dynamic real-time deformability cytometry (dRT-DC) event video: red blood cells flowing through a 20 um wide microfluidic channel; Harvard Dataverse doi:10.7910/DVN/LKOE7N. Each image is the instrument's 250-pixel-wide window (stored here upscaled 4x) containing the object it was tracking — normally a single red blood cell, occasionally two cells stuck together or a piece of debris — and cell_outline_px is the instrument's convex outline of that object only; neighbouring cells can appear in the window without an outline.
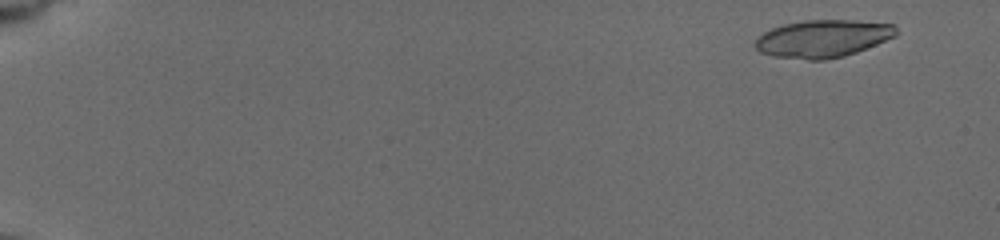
{"species": "common noctule bat (a hibernating species)", "species_latin": "Nyctalus noctula", "temperature_condition": "cold", "stored_images_in_passage": 57, "camera_frame_rate_fps": 3000, "um_per_image_px": 0.085, "animal": {"sex": "female", "body_mass_g": 19.5, "forearm_length_mm": 54.1}, "frame": {"image": 1, "passage_image": 5, "time_ms": 1.333, "image_size_px": [1000, 240], "cell_outline_px": [[900, 32], [896, 36], [856, 52], [844, 56], [824, 60], [808, 60], [772, 56], [760, 52], [756, 48], [756, 40], [764, 32], [772, 28], [784, 24], [804, 20], [852, 20], [892, 24]], "centroid_in_image_um": [69.95, 3.28], "position_along_channel_um": 15.0, "area_um2": 30.75}}
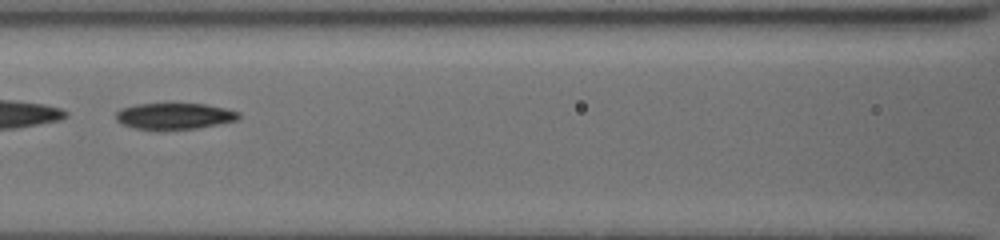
{"frame": {"image": 2, "passage_image": 30, "time_ms": 9.667, "image_size_px": [1000, 240], "cell_outline_px": [[240, 116], [236, 120], [196, 128], [132, 128], [116, 120], [116, 112], [120, 108], [136, 104], [168, 100], [204, 104], [224, 108], [240, 112]], "centroid_in_image_um": [14.78, 9.78], "position_along_channel_um": 151.8, "area_um2": 19.19}}
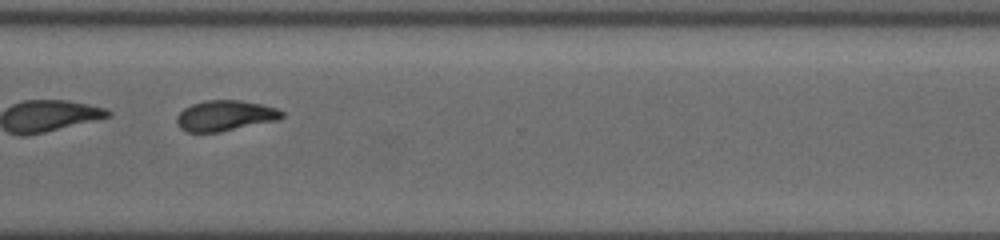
{"frame": {"image": 3, "passage_image": 46, "time_ms": 15.0, "image_size_px": [1000, 240], "cell_outline_px": [[284, 116], [280, 120], [220, 132], [188, 132], [180, 128], [176, 120], [176, 116], [184, 108], [192, 104], [204, 100], [240, 100], [260, 104], [276, 108], [284, 112]], "centroid_in_image_um": [19.15, 9.83], "position_along_channel_um": 351.5, "area_um2": 18.84}, "authors_computed_cell_mechanics": {"area_um2": 28.6688, "velocity_mm_per_s": 3.746, "shape_relaxation_time_tau1_ms": 3.1935, "shape_relaxation_time_tau2_ms": 2.0216, "deformation_change_tau1": 0.1365, "deformation_change_tau2": 0.0745}}